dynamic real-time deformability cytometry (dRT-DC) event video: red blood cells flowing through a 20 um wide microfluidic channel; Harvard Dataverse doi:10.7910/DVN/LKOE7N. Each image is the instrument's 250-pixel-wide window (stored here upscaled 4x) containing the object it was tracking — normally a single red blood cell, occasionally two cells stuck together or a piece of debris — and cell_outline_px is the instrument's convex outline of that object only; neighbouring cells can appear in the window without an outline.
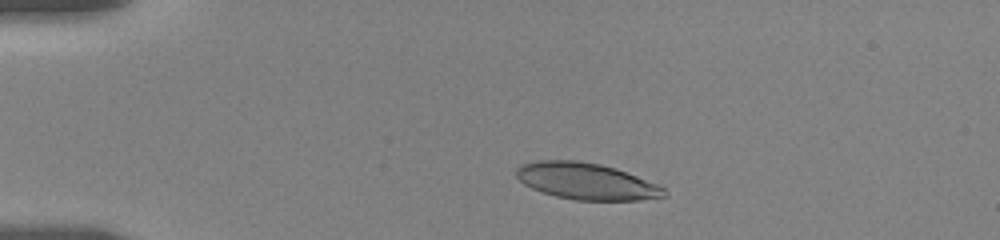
{"species": "human", "species_latin": "Homo sapiens", "temperature_condition": "room temperature", "stored_images_in_passage": 48, "camera_frame_rate_fps": 3000, "um_per_image_px": 0.085, "donor": {"sex": "female"}, "frame": {"image": 1, "passage_image": 4, "time_ms": 1.667, "image_size_px": [1000, 240], "cell_outline_px": [[668, 196], [640, 200], [576, 200], [556, 196], [532, 188], [524, 184], [516, 176], [516, 168], [520, 164], [536, 160], [576, 160], [600, 164], [616, 168], [660, 184], [668, 192]], "centroid_in_image_um": [49.87, 15.4], "position_along_channel_um": 35.1, "area_um2": 31.73}}
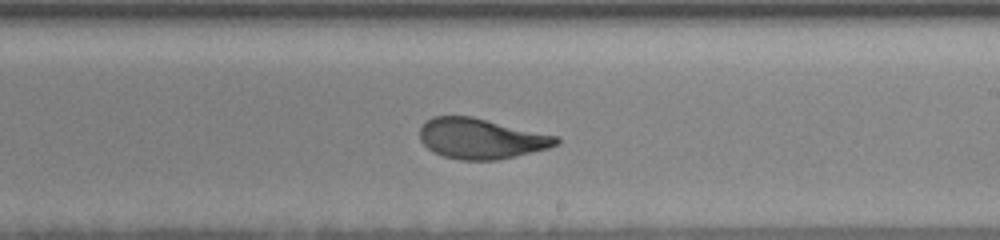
{"frame": {"image": 2, "passage_image": 18, "time_ms": 9.0, "image_size_px": [1000, 240], "cell_outline_px": [[560, 144], [548, 148], [516, 156], [496, 160], [460, 160], [444, 156], [432, 152], [420, 140], [420, 128], [432, 116], [472, 116], [560, 136]], "centroid_in_image_um": [40.93, 11.78], "position_along_channel_um": 248.1, "area_um2": 32.31}}
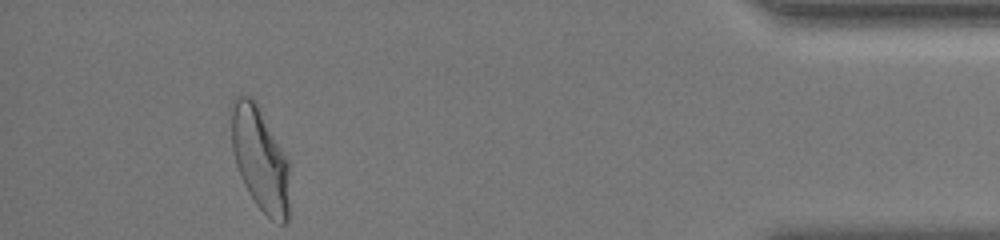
{"frame": {"image": 3, "passage_image": 42, "time_ms": 15.0, "image_size_px": [1000, 240], "cell_outline_px": [[288, 224], [280, 224], [272, 220], [256, 204], [244, 184], [240, 176], [236, 164], [232, 148], [228, 108], [232, 100], [236, 96], [252, 96], [256, 100], [288, 160]], "centroid_in_image_um": [22.06, 13.44], "position_along_channel_um": 413.1, "area_um2": 35.6}, "authors_computed_cell_mechanics": {"area_um2": 32.7726, "velocity_mm_per_s": 3.6007, "shape_relaxation_time_tau1_ms": 4.9293, "shape_relaxation_time_tau2_ms": 0.8222, "deformation_change_tau1": 0.1931, "deformation_change_tau2": 0.0772}}